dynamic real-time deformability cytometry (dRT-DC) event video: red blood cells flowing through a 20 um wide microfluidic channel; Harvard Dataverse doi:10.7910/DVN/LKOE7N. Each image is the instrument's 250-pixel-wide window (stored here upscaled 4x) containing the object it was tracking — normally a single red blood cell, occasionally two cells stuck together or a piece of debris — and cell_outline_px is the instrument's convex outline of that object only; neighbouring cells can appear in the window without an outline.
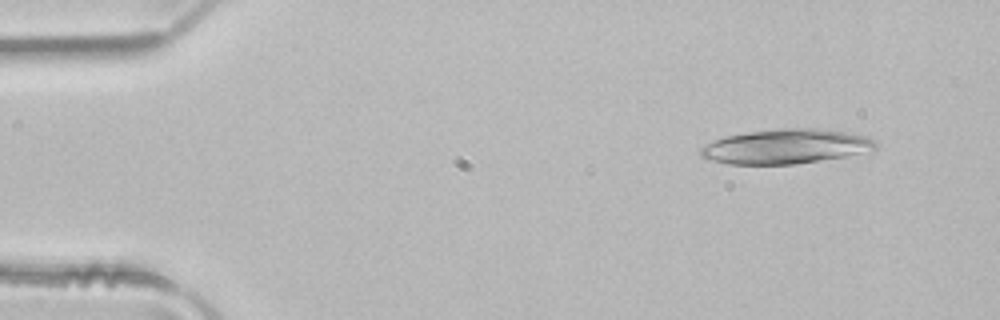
{"species": "common noctule bat (a hibernating species)", "species_latin": "Nyctalus noctula", "temperature_condition": "room temperature", "stored_images_in_passage": 4, "camera_frame_rate_fps": 3000, "um_per_image_px": 0.085, "animal": {"sex": "male", "body_mass_g": 21.5, "forearm_length_mm": 52.0}, "frame": {"image": 1, "passage_image": 4, "time_ms": 1.0, "image_size_px": [1000, 320], "cell_outline_px": [[876, 148], [872, 152], [796, 164], [728, 164], [712, 160], [700, 156], [700, 148], [724, 136], [748, 132], [776, 128], [820, 128], [868, 136], [876, 144]], "centroid_in_image_um": [66.84, 12.45], "position_along_channel_um": 18.2, "area_um2": 35.37}}